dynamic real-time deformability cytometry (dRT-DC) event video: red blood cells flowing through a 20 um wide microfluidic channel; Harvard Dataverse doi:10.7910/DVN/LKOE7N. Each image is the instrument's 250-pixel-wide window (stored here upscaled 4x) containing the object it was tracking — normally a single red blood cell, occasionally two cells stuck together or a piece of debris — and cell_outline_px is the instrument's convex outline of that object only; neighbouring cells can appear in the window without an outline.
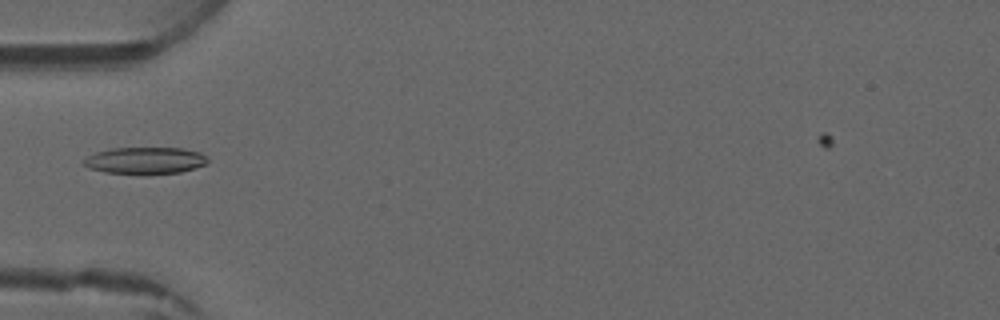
{"species": "common noctule bat (a hibernating species)", "species_latin": "Nyctalus noctula", "temperature_condition": "warm", "stored_images_in_passage": 4, "camera_frame_rate_fps": 3000, "um_per_image_px": 0.085, "animal": {"sex": "male", "forearm_length_mm": 52.5}, "frame": {"image": 1, "passage_image": 4, "time_ms": 3.333, "image_size_px": [1000, 320], "cell_outline_px": [[208, 160], [204, 164], [180, 172], [104, 172], [88, 168], [84, 164], [84, 160], [88, 156], [96, 152], [112, 148], [180, 148], [200, 152]], "centroid_in_image_um": [12.3, 13.61], "position_along_channel_um": 72.7, "area_um2": 18.5}}